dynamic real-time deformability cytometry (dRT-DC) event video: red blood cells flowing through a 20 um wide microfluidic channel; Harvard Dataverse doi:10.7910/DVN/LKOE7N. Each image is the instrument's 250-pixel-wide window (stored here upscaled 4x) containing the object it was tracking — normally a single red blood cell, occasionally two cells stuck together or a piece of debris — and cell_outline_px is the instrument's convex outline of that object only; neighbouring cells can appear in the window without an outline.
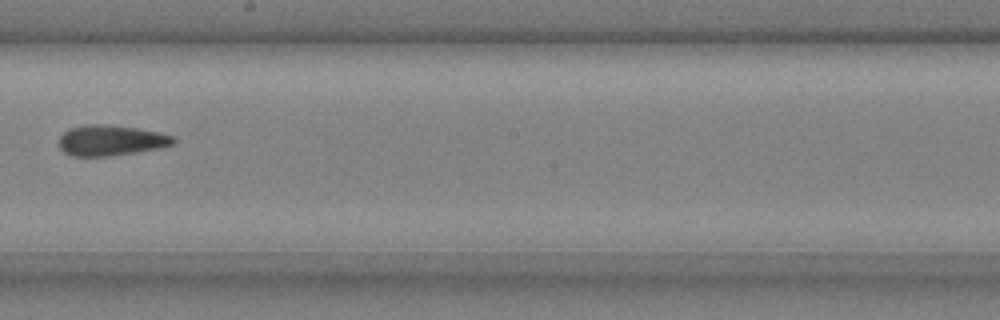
{"species": "common noctule bat (a hibernating species)", "species_latin": "Nyctalus noctula", "temperature_condition": "cold", "stored_images_in_passage": 9, "camera_frame_rate_fps": 3000, "um_per_image_px": 0.085, "animal": {"sex": "male", "body_mass_g": 20.4}, "frame": {"image": 1, "passage_image": 9, "time_ms": 2.667, "image_size_px": [1000, 320], "cell_outline_px": [[176, 140], [172, 144], [160, 148], [112, 156], [72, 156], [64, 152], [60, 148], [60, 136], [64, 132], [72, 128], [84, 124], [100, 124], [136, 128], [160, 132], [176, 136]], "centroid_in_image_um": [9.45, 11.93], "position_along_channel_um": 238.7, "area_um2": 20.35}}